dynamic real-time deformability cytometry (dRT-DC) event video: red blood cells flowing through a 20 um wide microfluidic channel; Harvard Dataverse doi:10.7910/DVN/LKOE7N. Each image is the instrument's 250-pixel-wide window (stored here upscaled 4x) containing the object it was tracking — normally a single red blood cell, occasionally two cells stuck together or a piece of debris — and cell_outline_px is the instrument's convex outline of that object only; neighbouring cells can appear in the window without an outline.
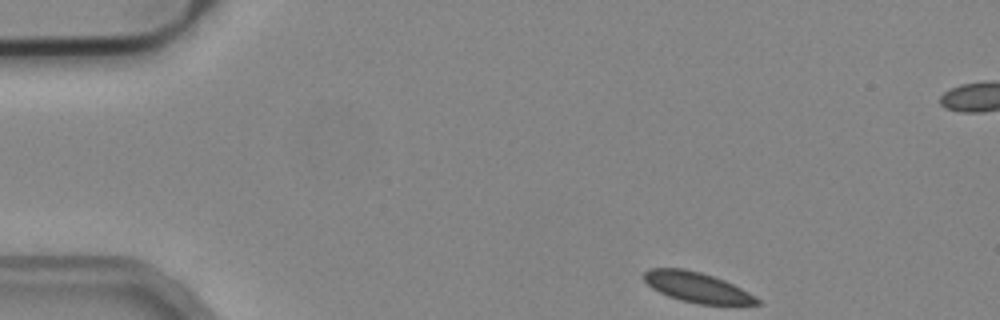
{"species": "common noctule bat (a hibernating species)", "species_latin": "Nyctalus noctula", "temperature_condition": "cold", "stored_images_in_passage": 48, "segment_of_instrument_passage": [1, 2], "camera_frame_rate_fps": 3000, "um_per_image_px": 0.085, "animal": {"sex": "male", "body_mass_g": 19.2, "forearm_length_mm": 51.8}, "frame": {"image": 1, "passage_image": 1, "time_ms": 0.0, "image_size_px": [1000, 320], "cell_outline_px": [[760, 304], [696, 304], [680, 300], [668, 296], [652, 288], [644, 280], [644, 272], [648, 268], [684, 268], [700, 272], [724, 280], [748, 292], [760, 300]], "centroid_in_image_um": [59.2, 24.41], "position_along_channel_um": 25.8, "area_um2": 19.65}}
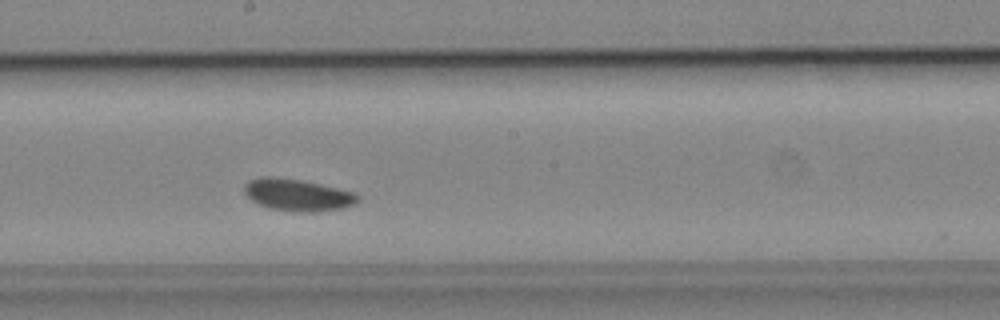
{"frame": {"image": 2, "passage_image": 23, "time_ms": 7.333, "image_size_px": [1000, 320], "cell_outline_px": [[360, 200], [356, 204], [344, 208], [316, 212], [300, 212], [268, 208], [252, 200], [244, 192], [244, 184], [248, 180], [260, 176], [272, 176], [300, 180], [320, 184], [356, 192], [360, 196]], "centroid_in_image_um": [25.33, 16.57], "position_along_channel_um": 222.9, "area_um2": 21.39}}
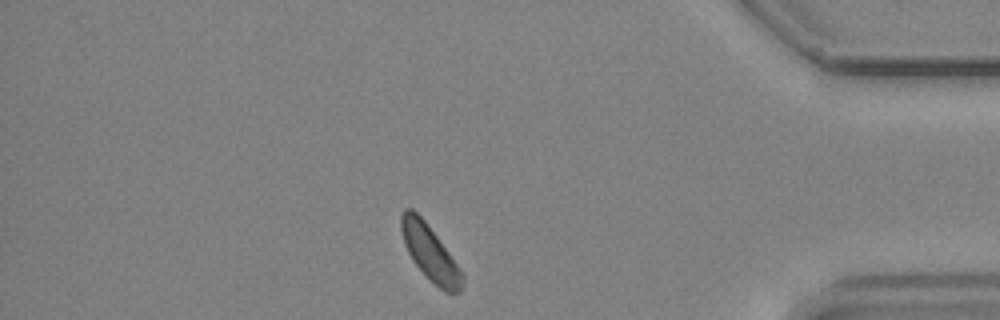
{"frame": {"image": 3, "passage_image": 40, "time_ms": 13.0, "image_size_px": [1000, 320], "cell_outline_px": [[464, 280], [460, 292], [444, 292], [412, 260], [404, 244], [400, 228], [400, 212], [404, 208], [412, 208], [424, 220], [448, 252], [464, 276]], "centroid_in_image_um": [36.51, 21.44], "position_along_channel_um": 398.7, "area_um2": 19.13}}